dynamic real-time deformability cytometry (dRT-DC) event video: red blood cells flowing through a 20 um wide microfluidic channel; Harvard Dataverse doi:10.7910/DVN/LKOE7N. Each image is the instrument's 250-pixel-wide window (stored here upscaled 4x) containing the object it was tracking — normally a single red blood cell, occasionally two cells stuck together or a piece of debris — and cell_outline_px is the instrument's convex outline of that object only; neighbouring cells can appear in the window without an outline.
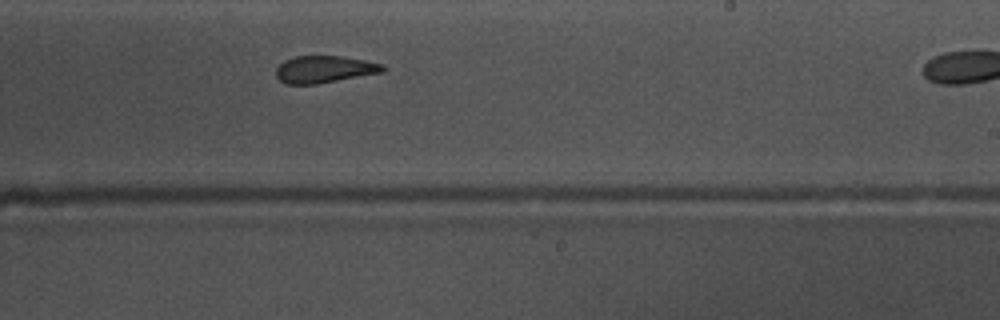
{"species": "common noctule bat (a hibernating species)", "species_latin": "Nyctalus noctula", "temperature_condition": "warm", "stored_images_in_passage": 30, "camera_frame_rate_fps": 3000, "um_per_image_px": 0.085, "animal": {"sex": "male", "body_mass_g": 17.5, "forearm_length_mm": 52.3}, "frame": {"image": 1, "passage_image": 18, "time_ms": 5.667, "image_size_px": [1000, 320], "cell_outline_px": [[388, 68], [384, 72], [316, 84], [284, 84], [276, 76], [276, 68], [284, 60], [296, 56], [340, 56], [364, 60], [384, 64]], "centroid_in_image_um": [27.59, 5.89], "position_along_channel_um": 261.4, "area_um2": 16.94}}